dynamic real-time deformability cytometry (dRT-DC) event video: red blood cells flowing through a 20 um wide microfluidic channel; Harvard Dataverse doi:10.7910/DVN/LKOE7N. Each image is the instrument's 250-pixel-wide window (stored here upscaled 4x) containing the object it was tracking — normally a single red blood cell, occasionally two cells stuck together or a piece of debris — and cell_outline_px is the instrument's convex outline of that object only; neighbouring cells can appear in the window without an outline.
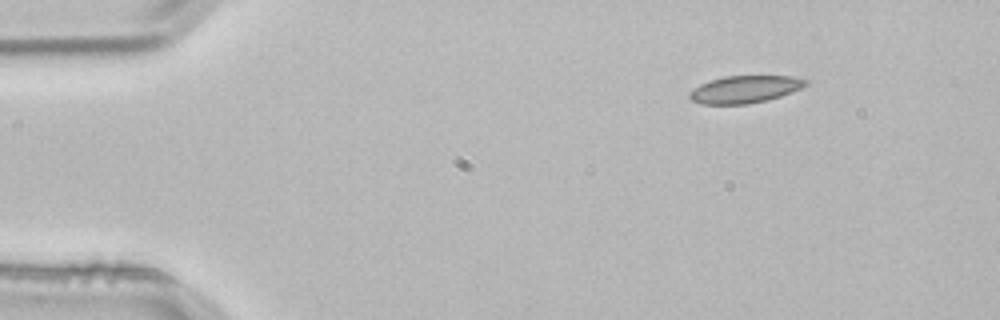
{"species": "common noctule bat (a hibernating species)", "species_latin": "Nyctalus noctula", "temperature_condition": "room temperature", "stored_images_in_passage": 6, "segment_of_instrument_passage": [2, 2], "camera_frame_rate_fps": 3000, "um_per_image_px": 0.085, "animal": {"sex": "male", "body_mass_g": 21.5, "forearm_length_mm": 52.0}, "frame": {"image": 1, "passage_image": 6, "time_ms": 1.667, "image_size_px": [1000, 320], "cell_outline_px": [[808, 84], [800, 88], [780, 96], [748, 104], [700, 104], [692, 100], [688, 96], [688, 92], [700, 84], [708, 80], [724, 76], [792, 76], [808, 80]], "centroid_in_image_um": [63.26, 7.58], "position_along_channel_um": 21.7, "area_um2": 18.44}}